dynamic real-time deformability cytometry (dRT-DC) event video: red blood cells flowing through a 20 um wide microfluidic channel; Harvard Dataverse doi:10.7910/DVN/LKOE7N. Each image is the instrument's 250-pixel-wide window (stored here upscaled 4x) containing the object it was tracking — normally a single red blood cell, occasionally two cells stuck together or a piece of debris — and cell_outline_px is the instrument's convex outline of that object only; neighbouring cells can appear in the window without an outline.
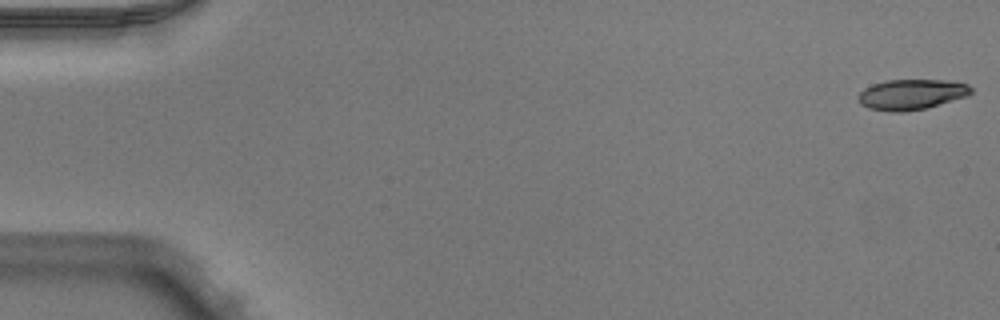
{"species": "Egyptian fruit bat (a non-hibernating species)", "species_latin": "Rousettus aegyptiacus", "temperature_condition": "warm", "stored_images_in_passage": 51, "camera_frame_rate_fps": 3000, "um_per_image_px": 0.085, "animal": {"sex": "male"}, "frame": {"image": 1, "passage_image": 1, "time_ms": 0.0, "image_size_px": [1000, 320], "cell_outline_px": [[972, 92], [968, 96], [928, 108], [904, 112], [892, 112], [868, 108], [860, 104], [856, 96], [864, 88], [872, 84], [888, 80], [944, 80], [968, 84], [972, 88]], "centroid_in_image_um": [77.46, 8.04], "position_along_channel_um": 7.5, "area_um2": 20.23}}
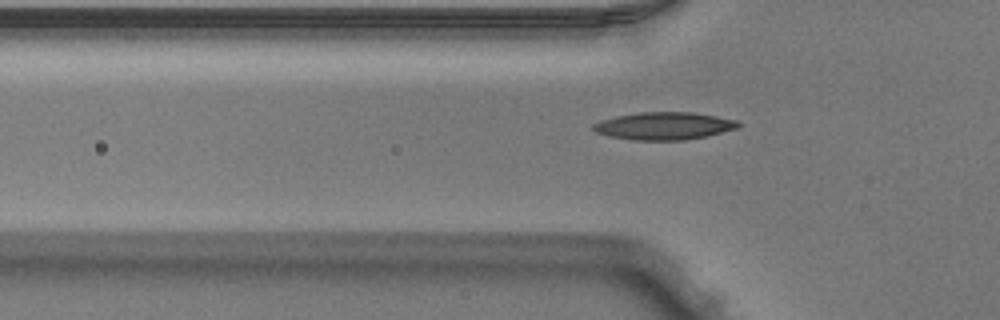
{"frame": {"image": 2, "passage_image": 17, "time_ms": 5.333, "image_size_px": [1000, 320], "cell_outline_px": [[740, 128], [708, 136], [684, 140], [632, 140], [608, 136], [596, 132], [592, 128], [592, 124], [600, 120], [616, 116], [640, 112], [692, 112], [716, 116], [736, 120], [740, 124]], "centroid_in_image_um": [56.45, 10.7], "position_along_channel_um": 69.4, "area_um2": 23.47}}
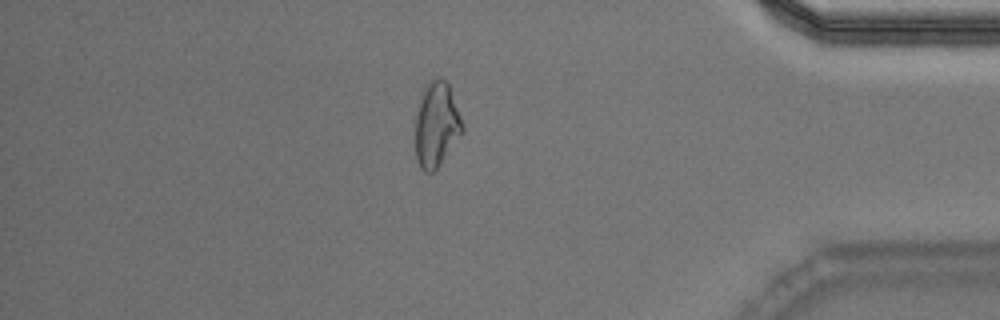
{"frame": {"image": 3, "passage_image": 44, "time_ms": 14.333, "image_size_px": [1000, 320], "cell_outline_px": [[464, 128], [436, 168], [432, 172], [424, 172], [420, 168], [416, 160], [416, 116], [420, 96], [424, 88], [432, 80], [440, 76], [448, 84], [460, 116]], "centroid_in_image_um": [37.06, 10.58], "position_along_channel_um": 398.1, "area_um2": 22.54}, "authors_computed_cell_mechanics": {"area_um2": 21.3282, "velocity_mm_per_s": 3.9876, "shape_relaxation_time_tau1_ms": null, "shape_relaxation_time_tau2_ms": 3.9724, "deformation_change_tau1": null, "deformation_change_tau2": 0.116}}